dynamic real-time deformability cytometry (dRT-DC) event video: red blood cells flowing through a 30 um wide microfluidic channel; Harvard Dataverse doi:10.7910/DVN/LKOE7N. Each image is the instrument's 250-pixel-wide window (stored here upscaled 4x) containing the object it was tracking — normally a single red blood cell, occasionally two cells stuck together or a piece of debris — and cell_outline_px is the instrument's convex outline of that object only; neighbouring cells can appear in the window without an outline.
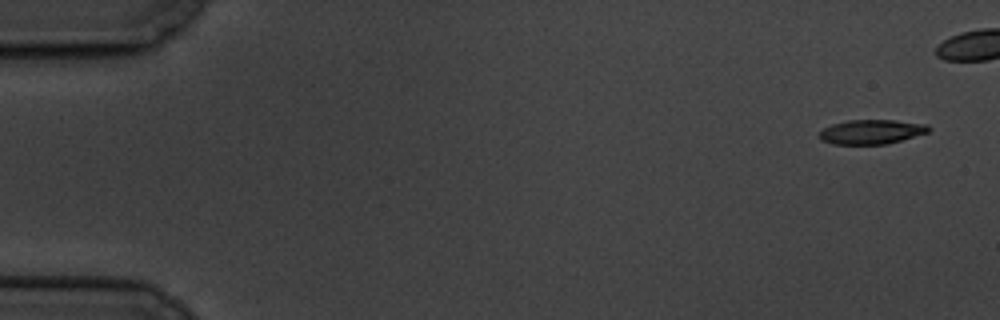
{"species": "common noctule bat (a hibernating species)", "species_latin": "Nyctalus noctula", "temperature_condition": "cold", "stored_images_in_passage": 6, "camera_frame_rate_fps": 3000, "um_per_image_px": 0.085, "animal": {"sex": "male", "body_mass_g": 19.5, "forearm_length_mm": 54.6}, "frame": {"image": 1, "passage_image": 6, "time_ms": 6.667, "image_size_px": [1000, 320], "cell_outline_px": [[932, 128], [928, 132], [888, 144], [832, 144], [820, 140], [820, 132], [824, 128], [832, 124], [848, 120], [892, 120], [928, 124]], "centroid_in_image_um": [74.08, 11.2], "position_along_channel_um": 10.9, "area_um2": 15.55}}